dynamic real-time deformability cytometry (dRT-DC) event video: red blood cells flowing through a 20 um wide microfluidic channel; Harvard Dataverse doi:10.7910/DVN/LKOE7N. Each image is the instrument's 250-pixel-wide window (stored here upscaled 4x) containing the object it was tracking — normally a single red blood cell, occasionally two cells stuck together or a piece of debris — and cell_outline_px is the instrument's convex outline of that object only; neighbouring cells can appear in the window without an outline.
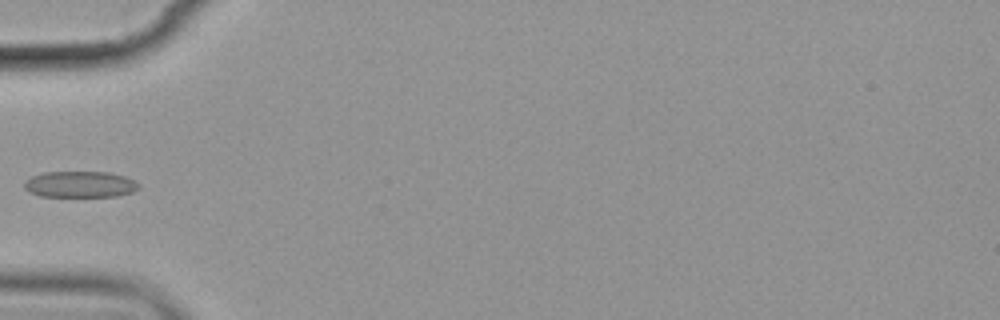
{"species": "common noctule bat (a hibernating species)", "species_latin": "Nyctalus noctula", "temperature_condition": "cold", "stored_images_in_passage": 8, "camera_frame_rate_fps": 3000, "um_per_image_px": 0.085, "animal": {"sex": "female", "body_mass_g": 19.9}, "frame": {"image": 1, "passage_image": 6, "time_ms": 6.667, "image_size_px": [1000, 320], "cell_outline_px": [[140, 188], [132, 192], [116, 196], [40, 196], [28, 192], [24, 188], [24, 180], [32, 176], [44, 172], [108, 172], [124, 176], [140, 184]], "centroid_in_image_um": [6.78, 15.67], "position_along_channel_um": 78.2, "area_um2": 17.51}}
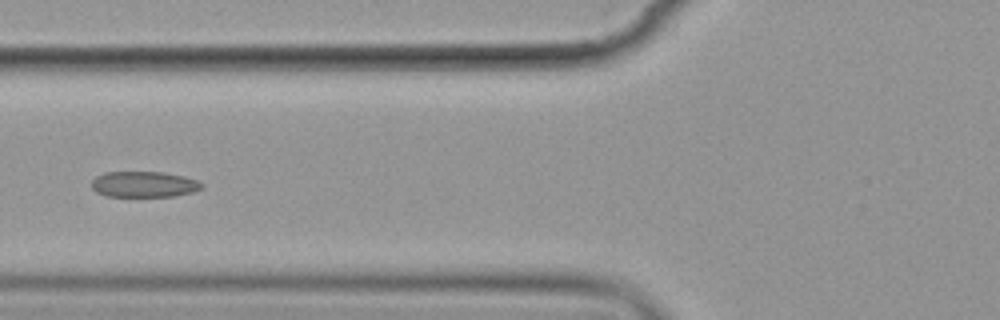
{"frame": {"image": 2, "passage_image": 7, "time_ms": 7.667, "image_size_px": [1000, 320], "cell_outline_px": [[204, 188], [192, 192], [176, 196], [104, 196], [96, 192], [92, 188], [92, 180], [96, 176], [104, 172], [164, 172], [184, 176], [196, 180], [204, 184]], "centroid_in_image_um": [12.24, 15.66], "position_along_channel_um": 113.6, "area_um2": 16.7}}
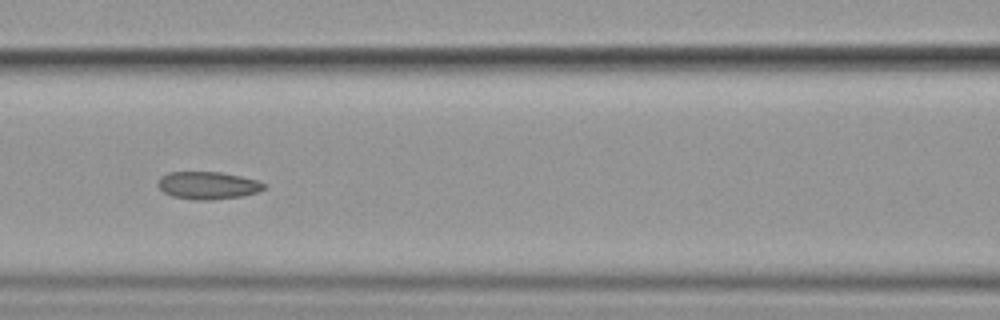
{"frame": {"image": 3, "passage_image": 8, "time_ms": 8.667, "image_size_px": [1000, 320], "cell_outline_px": [[268, 184], [264, 188], [256, 192], [240, 196], [212, 200], [196, 200], [172, 196], [164, 192], [156, 184], [160, 176], [168, 172], [220, 172], [240, 176], [256, 180]], "centroid_in_image_um": [17.63, 15.75], "position_along_channel_um": 149.0, "area_um2": 16.99}}